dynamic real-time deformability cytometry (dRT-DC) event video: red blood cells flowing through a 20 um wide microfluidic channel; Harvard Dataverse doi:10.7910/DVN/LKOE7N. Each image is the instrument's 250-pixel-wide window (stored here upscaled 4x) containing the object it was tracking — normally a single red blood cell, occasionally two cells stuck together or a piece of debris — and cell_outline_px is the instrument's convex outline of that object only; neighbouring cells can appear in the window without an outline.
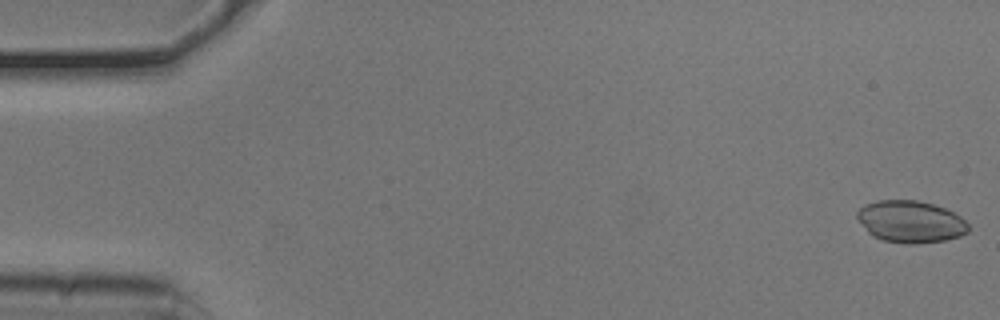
{"species": "common noctule bat (a hibernating species)", "species_latin": "Nyctalus noctula", "temperature_condition": "cold", "stored_images_in_passage": 53, "camera_frame_rate_fps": 3000, "um_per_image_px": 0.085, "animal": {"sex": "male", "body_mass_g": 20.5, "forearm_length_mm": 52.5}, "frame": {"image": 1, "passage_image": 1, "time_ms": 0.0, "image_size_px": [1000, 320], "cell_outline_px": [[968, 232], [960, 236], [944, 240], [916, 244], [904, 244], [884, 240], [872, 236], [868, 232], [856, 216], [856, 212], [864, 204], [876, 200], [920, 200], [944, 208], [960, 216], [968, 224]], "centroid_in_image_um": [77.38, 18.84], "position_along_channel_um": 7.6, "area_um2": 27.22}}
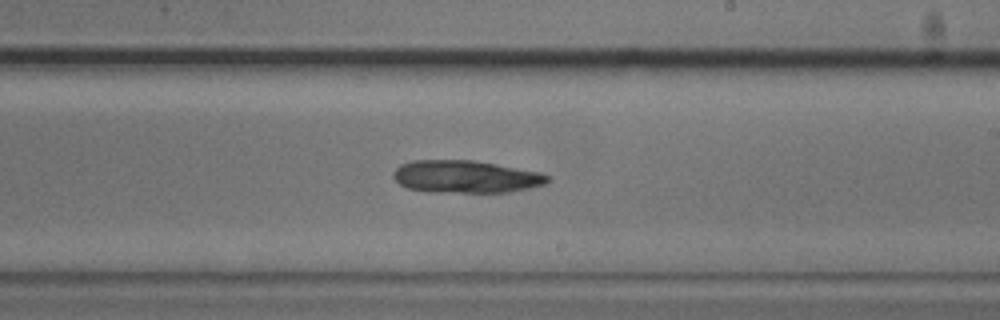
{"frame": {"image": 2, "passage_image": 31, "time_ms": 10.0, "image_size_px": [1000, 320], "cell_outline_px": [[548, 180], [544, 184], [528, 188], [508, 192], [436, 192], [408, 188], [400, 184], [392, 176], [392, 172], [400, 164], [412, 160], [472, 160], [496, 164], [540, 172], [548, 176]], "centroid_in_image_um": [39.54, 15.01], "position_along_channel_um": 249.5, "area_um2": 29.02}}
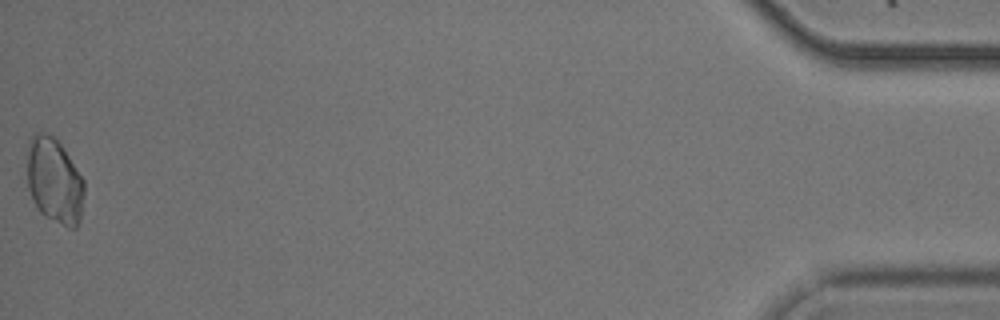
{"frame": {"image": 3, "passage_image": 53, "time_ms": 17.333, "image_size_px": [1000, 320], "cell_outline_px": [[84, 192], [80, 220], [76, 228], [68, 228], [44, 216], [40, 212], [28, 188], [28, 144], [32, 136], [36, 132], [44, 132], [52, 136], [64, 148], [84, 180]], "centroid_in_image_um": [4.64, 15.38], "position_along_channel_um": 430.6, "area_um2": 28.32}, "authors_computed_cell_mechanics": {"area_um2": 28.611, "velocity_mm_per_s": 3.7905, "shape_relaxation_time_tau1_ms": 11.2713, "shape_relaxation_time_tau2_ms": null, "deformation_change_tau1": 0.1217, "deformation_change_tau2": null}}